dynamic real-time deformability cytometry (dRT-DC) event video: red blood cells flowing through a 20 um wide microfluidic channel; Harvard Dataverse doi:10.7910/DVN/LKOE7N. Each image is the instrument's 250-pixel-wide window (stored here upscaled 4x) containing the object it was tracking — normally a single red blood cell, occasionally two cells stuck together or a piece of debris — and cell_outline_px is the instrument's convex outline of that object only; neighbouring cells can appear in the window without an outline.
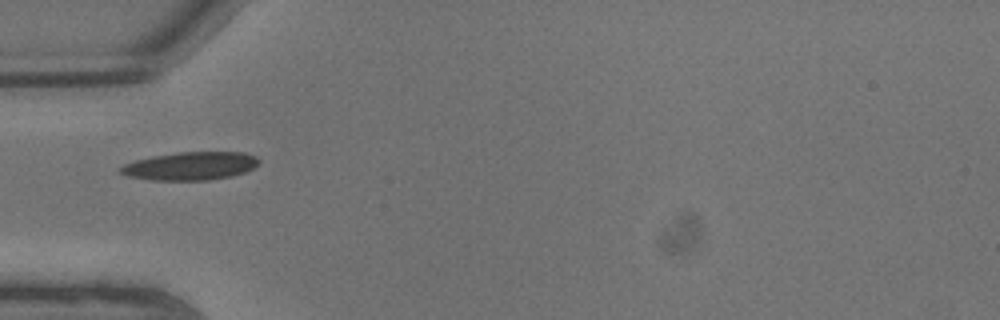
{"species": "common noctule bat (a hibernating species)", "species_latin": "Nyctalus noctula", "temperature_condition": "warm", "stored_images_in_passage": 3, "camera_frame_rate_fps": 3000, "um_per_image_px": 0.085, "animal": {"sex": "male", "body_mass_g": 13.3}, "frame": {"image": 1, "passage_image": 1, "time_ms": 0.0, "image_size_px": [1000, 320], "cell_outline_px": [[260, 164], [244, 172], [232, 176], [208, 180], [152, 180], [128, 176], [116, 172], [116, 168], [124, 164], [136, 160], [152, 156], [176, 152], [244, 152], [256, 156], [260, 160]], "centroid_in_image_um": [16.15, 14.1], "position_along_channel_um": 68.8, "area_um2": 22.95}}
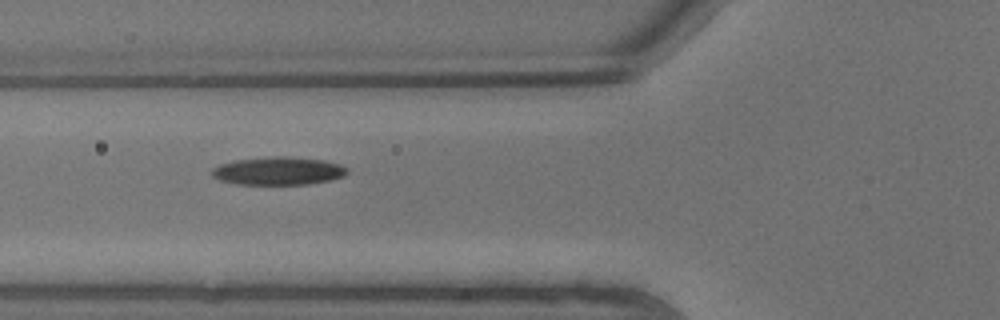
{"frame": {"image": 2, "passage_image": 2, "time_ms": 0.333, "image_size_px": [1000, 320], "cell_outline_px": [[348, 172], [344, 176], [332, 180], [308, 184], [236, 184], [220, 180], [212, 176], [212, 168], [220, 164], [236, 160], [276, 156], [284, 156], [324, 160], [340, 164], [348, 168]], "centroid_in_image_um": [23.68, 14.53], "position_along_channel_um": 102.1, "area_um2": 22.08}}
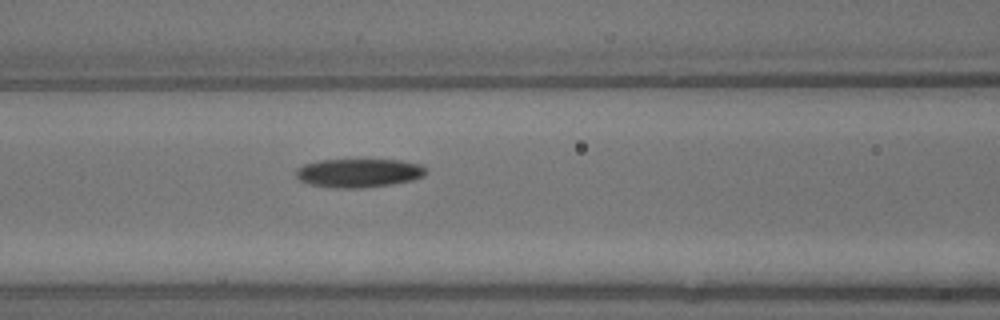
{"frame": {"image": 3, "passage_image": 3, "time_ms": 0.667, "image_size_px": [1000, 320], "cell_outline_px": [[424, 176], [412, 180], [392, 184], [364, 188], [332, 188], [308, 184], [300, 180], [296, 176], [296, 168], [304, 164], [320, 160], [400, 160], [420, 164], [424, 168]], "centroid_in_image_um": [30.45, 14.71], "position_along_channel_um": 136.1, "area_um2": 21.73}}